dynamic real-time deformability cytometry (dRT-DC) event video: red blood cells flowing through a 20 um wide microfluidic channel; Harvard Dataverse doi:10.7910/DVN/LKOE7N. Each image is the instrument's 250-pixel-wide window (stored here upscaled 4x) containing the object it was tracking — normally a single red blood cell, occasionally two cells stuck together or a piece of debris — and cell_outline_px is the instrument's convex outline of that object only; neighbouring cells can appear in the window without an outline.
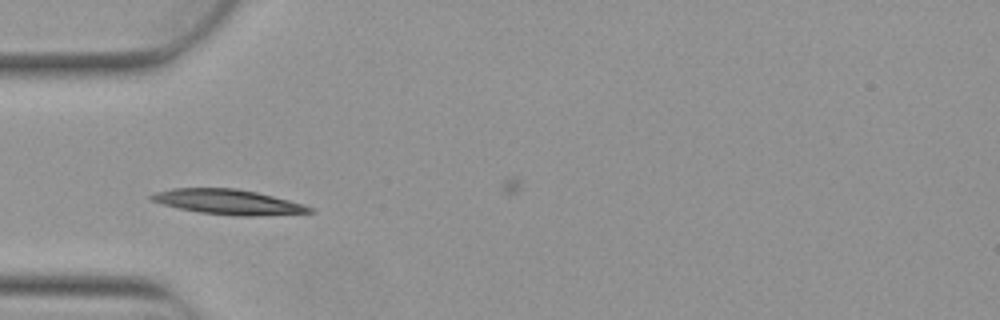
{"species": "Egyptian fruit bat (a non-hibernating species)", "species_latin": "Rousettus aegyptiacus", "temperature_condition": "warm", "stored_images_in_passage": 4, "camera_frame_rate_fps": 3000, "um_per_image_px": 0.085, "animal": {"sex": "female"}, "frame": {"image": 1, "passage_image": 3, "time_ms": 0.667, "image_size_px": [1000, 320], "cell_outline_px": [[316, 212], [256, 216], [236, 216], [200, 212], [180, 208], [148, 200], [148, 196], [156, 192], [172, 188], [236, 188], [256, 192], [304, 204], [312, 208]], "centroid_in_image_um": [19.39, 17.16], "position_along_channel_um": 65.6, "area_um2": 22.95}}
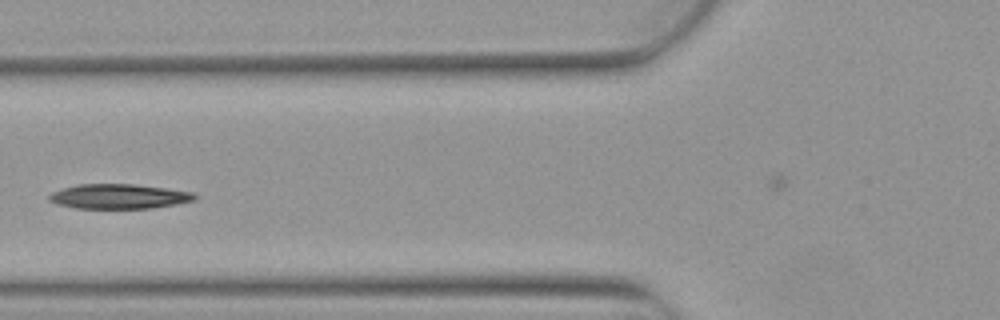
{"frame": {"image": 2, "passage_image": 4, "time_ms": 1.0, "image_size_px": [1000, 320], "cell_outline_px": [[200, 196], [196, 200], [176, 204], [152, 208], [76, 208], [56, 204], [48, 200], [48, 196], [52, 192], [60, 188], [76, 184], [136, 184], [168, 188], [196, 192]], "centroid_in_image_um": [10.15, 16.68], "position_along_channel_um": 115.7, "area_um2": 21.39}}